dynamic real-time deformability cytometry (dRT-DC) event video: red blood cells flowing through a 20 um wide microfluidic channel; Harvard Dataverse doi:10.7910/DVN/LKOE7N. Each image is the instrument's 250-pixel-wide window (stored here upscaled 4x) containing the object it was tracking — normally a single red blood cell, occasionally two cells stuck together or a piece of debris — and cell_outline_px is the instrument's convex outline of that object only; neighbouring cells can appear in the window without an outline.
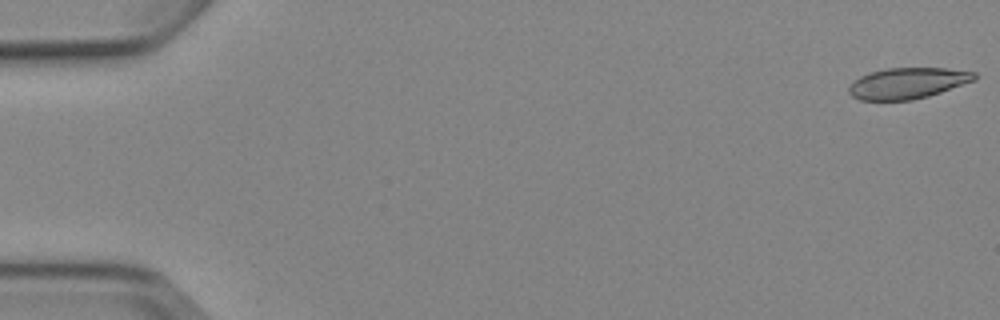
{"species": "Egyptian fruit bat (a non-hibernating species)", "species_latin": "Rousettus aegyptiacus", "temperature_condition": "cold", "stored_images_in_passage": 5, "camera_frame_rate_fps": 3000, "um_per_image_px": 0.085, "animal": {"sex": "female"}, "frame": {"image": 1, "passage_image": 1, "time_ms": 0.0, "image_size_px": [1000, 320], "cell_outline_px": [[976, 80], [928, 96], [912, 100], [860, 100], [852, 96], [848, 92], [848, 88], [860, 76], [872, 72], [888, 68], [948, 68], [976, 72]], "centroid_in_image_um": [77.17, 7.07], "position_along_channel_um": 7.8, "area_um2": 22.54}}
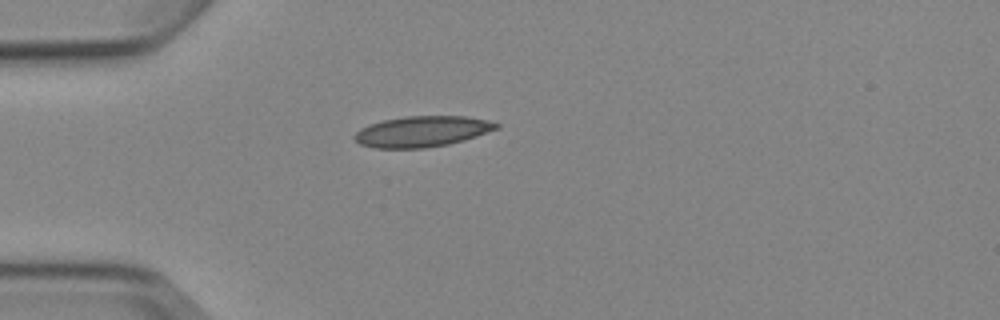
{"frame": {"image": 2, "passage_image": 5, "time_ms": 4.667, "image_size_px": [1000, 320], "cell_outline_px": [[500, 128], [464, 140], [448, 144], [424, 148], [376, 148], [360, 144], [352, 136], [360, 128], [384, 120], [404, 116], [464, 116], [488, 120], [500, 124]], "centroid_in_image_um": [35.89, 11.17], "position_along_channel_um": 49.1, "area_um2": 25.37}}